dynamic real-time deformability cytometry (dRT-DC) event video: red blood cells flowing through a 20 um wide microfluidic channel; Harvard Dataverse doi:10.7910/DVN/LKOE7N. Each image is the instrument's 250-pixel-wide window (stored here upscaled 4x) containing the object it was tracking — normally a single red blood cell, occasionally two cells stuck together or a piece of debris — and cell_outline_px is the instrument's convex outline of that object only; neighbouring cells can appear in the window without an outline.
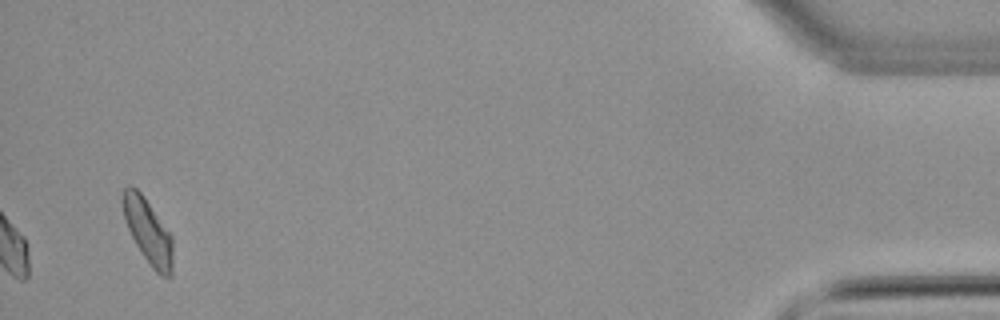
{"species": "common noctule bat (a hibernating species)", "species_latin": "Nyctalus noctula", "temperature_condition": "warm", "stored_images_in_passage": 40, "camera_frame_rate_fps": 3000, "um_per_image_px": 0.085, "animal": {"sex": "male", "body_mass_g": 21.5, "forearm_length_mm": 52.0}, "frame": {"image": 1, "passage_image": 40, "time_ms": 13.0, "image_size_px": [1000, 320], "cell_outline_px": [[172, 276], [160, 276], [152, 268], [136, 244], [124, 220], [120, 200], [120, 196], [124, 188], [136, 188], [144, 196], [172, 236]], "centroid_in_image_um": [12.56, 19.64], "position_along_channel_um": 422.6, "area_um2": 18.79}}